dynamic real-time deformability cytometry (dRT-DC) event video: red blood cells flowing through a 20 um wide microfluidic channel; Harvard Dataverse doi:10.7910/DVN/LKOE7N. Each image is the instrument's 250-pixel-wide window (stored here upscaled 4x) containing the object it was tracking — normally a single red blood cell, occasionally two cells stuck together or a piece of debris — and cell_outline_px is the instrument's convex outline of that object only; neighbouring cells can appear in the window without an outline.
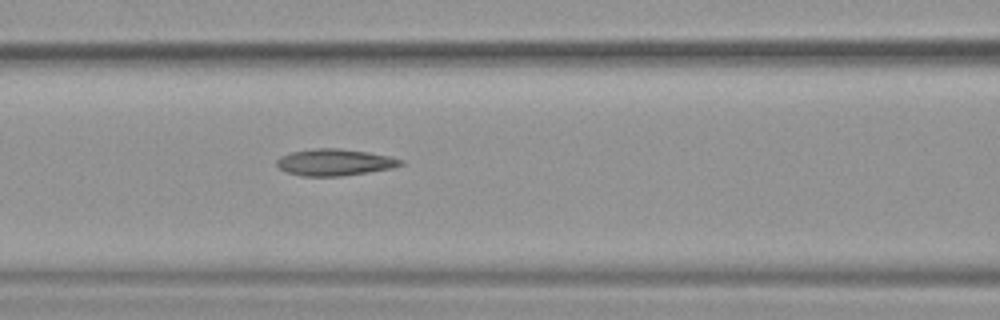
{"species": "common noctule bat (a hibernating species)", "species_latin": "Nyctalus noctula", "temperature_condition": "warm", "stored_images_in_passage": 37, "camera_frame_rate_fps": 3000, "um_per_image_px": 0.085, "animal": {"sex": "female", "body_mass_g": 19.9}, "frame": {"image": 1, "passage_image": 16, "time_ms": 5.0, "image_size_px": [1000, 320], "cell_outline_px": [[404, 164], [392, 168], [368, 172], [340, 176], [300, 176], [284, 172], [276, 164], [276, 160], [280, 156], [292, 152], [312, 148], [340, 148], [368, 152], [388, 156], [404, 160]], "centroid_in_image_um": [28.42, 13.79], "position_along_channel_um": 138.2, "area_um2": 19.36}}